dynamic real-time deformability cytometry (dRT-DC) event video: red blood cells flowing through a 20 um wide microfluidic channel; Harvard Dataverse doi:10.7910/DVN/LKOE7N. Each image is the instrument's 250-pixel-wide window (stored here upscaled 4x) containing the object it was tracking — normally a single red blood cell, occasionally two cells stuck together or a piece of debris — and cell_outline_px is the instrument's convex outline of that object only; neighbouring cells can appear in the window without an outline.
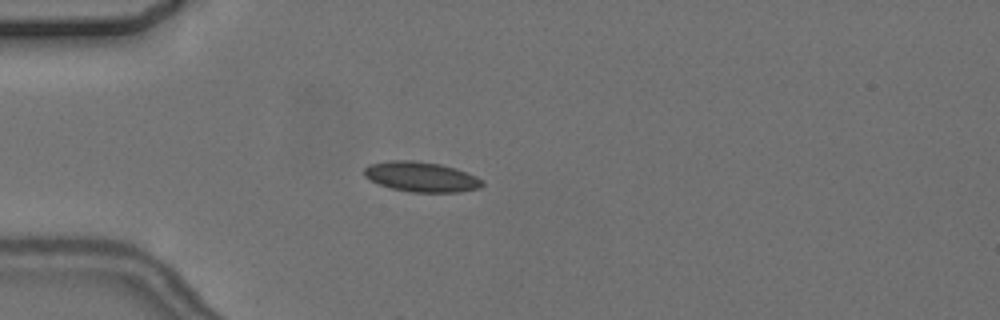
{"species": "common noctule bat (a hibernating species)", "species_latin": "Nyctalus noctula", "temperature_condition": "cold", "stored_images_in_passage": 5, "camera_frame_rate_fps": 3000, "um_per_image_px": 0.085, "animal": {"sex": "female", "body_mass_g": 24.6, "forearm_length_mm": 56.2}, "frame": {"image": 1, "passage_image": 5, "time_ms": 4.667, "image_size_px": [1000, 320], "cell_outline_px": [[484, 184], [480, 188], [460, 192], [412, 192], [392, 188], [380, 184], [364, 176], [364, 168], [368, 164], [388, 160], [412, 160], [440, 164], [456, 168], [476, 176], [484, 180]], "centroid_in_image_um": [35.83, 15.02], "position_along_channel_um": 49.2, "area_um2": 20.75}}